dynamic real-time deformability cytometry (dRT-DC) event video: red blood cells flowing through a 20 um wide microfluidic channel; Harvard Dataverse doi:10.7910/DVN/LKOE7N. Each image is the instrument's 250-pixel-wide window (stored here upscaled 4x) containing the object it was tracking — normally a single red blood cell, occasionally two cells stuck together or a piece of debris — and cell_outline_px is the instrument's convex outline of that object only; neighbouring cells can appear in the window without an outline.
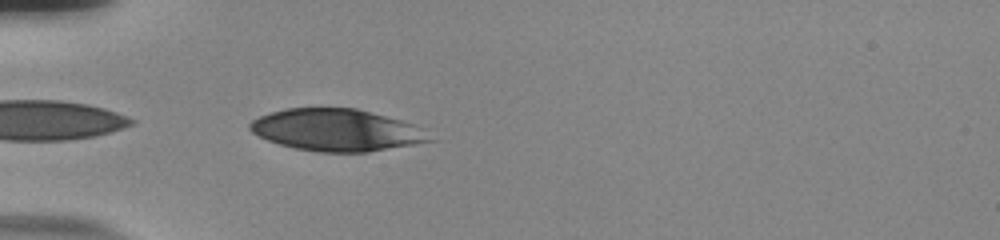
{"species": "human", "species_latin": "Homo sapiens", "temperature_condition": "room temperature", "stored_images_in_passage": 25, "camera_frame_rate_fps": 3000, "um_per_image_px": 0.085, "donor": {"sex": "male"}, "frame": {"image": 1, "passage_image": 1, "time_ms": 0.0, "image_size_px": [1000, 240], "cell_outline_px": [[440, 140], [368, 152], [320, 152], [296, 148], [280, 144], [268, 140], [252, 132], [248, 128], [248, 124], [252, 120], [260, 116], [272, 112], [288, 108], [356, 108], [416, 124]], "centroid_in_image_um": [28.69, 11.06], "position_along_channel_um": 56.3, "area_um2": 44.16}}
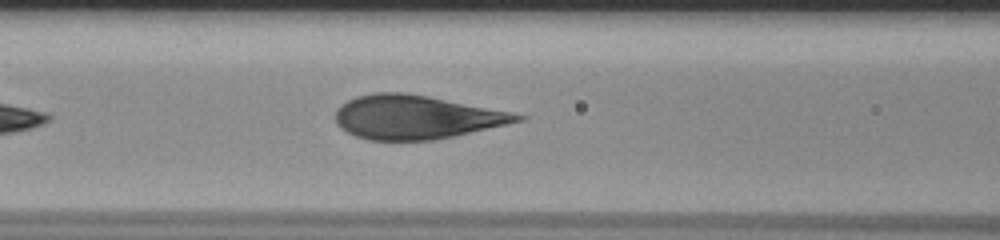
{"frame": {"image": 2, "passage_image": 8, "time_ms": 2.333, "image_size_px": [1000, 240], "cell_outline_px": [[528, 116], [524, 120], [508, 124], [452, 136], [432, 140], [368, 140], [356, 136], [340, 128], [336, 124], [336, 112], [348, 100], [356, 96], [376, 92], [404, 92], [428, 96], [512, 112]], "centroid_in_image_um": [35.37, 9.95], "position_along_channel_um": 131.2, "area_um2": 46.01}}
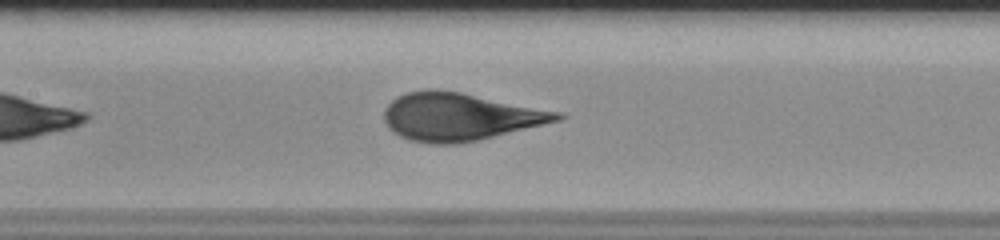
{"frame": {"image": 3, "passage_image": 11, "time_ms": 3.333, "image_size_px": [1000, 240], "cell_outline_px": [[568, 116], [560, 120], [480, 140], [460, 144], [428, 144], [408, 140], [392, 132], [388, 128], [384, 120], [384, 108], [396, 96], [408, 92], [428, 88], [436, 88], [460, 92], [564, 112]], "centroid_in_image_um": [39.07, 9.92], "position_along_channel_um": 168.3, "area_um2": 48.73}}